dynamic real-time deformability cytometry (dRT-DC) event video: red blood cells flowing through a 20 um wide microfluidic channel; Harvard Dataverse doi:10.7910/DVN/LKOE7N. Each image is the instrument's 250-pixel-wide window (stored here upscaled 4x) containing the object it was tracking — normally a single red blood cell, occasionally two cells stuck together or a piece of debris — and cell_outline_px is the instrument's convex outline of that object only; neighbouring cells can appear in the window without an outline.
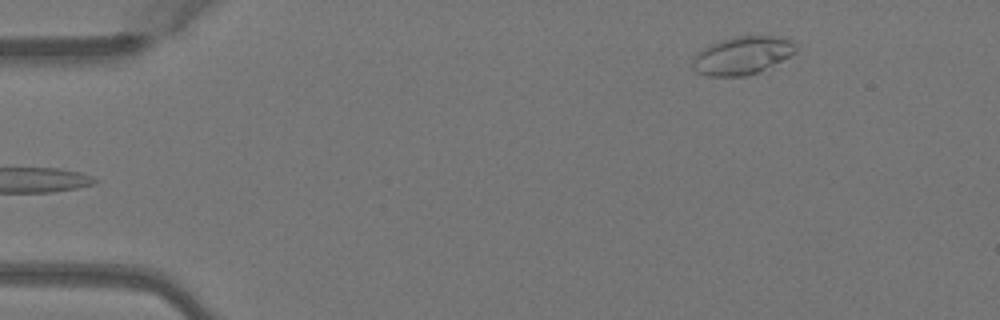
{"species": "Egyptian fruit bat (a non-hibernating species)", "species_latin": "Rousettus aegyptiacus", "temperature_condition": "warm", "stored_images_in_passage": 5, "camera_frame_rate_fps": 3000, "um_per_image_px": 0.085, "animal": {"sex": "female"}, "frame": {"image": 1, "passage_image": 5, "time_ms": 1.333, "image_size_px": [1000, 320], "cell_outline_px": [[796, 52], [760, 72], [748, 76], [708, 76], [696, 72], [692, 68], [692, 56], [696, 52], [720, 40], [736, 36], [780, 36], [792, 40], [796, 44]], "centroid_in_image_um": [63.08, 4.72], "position_along_channel_um": 21.9, "area_um2": 23.06}}